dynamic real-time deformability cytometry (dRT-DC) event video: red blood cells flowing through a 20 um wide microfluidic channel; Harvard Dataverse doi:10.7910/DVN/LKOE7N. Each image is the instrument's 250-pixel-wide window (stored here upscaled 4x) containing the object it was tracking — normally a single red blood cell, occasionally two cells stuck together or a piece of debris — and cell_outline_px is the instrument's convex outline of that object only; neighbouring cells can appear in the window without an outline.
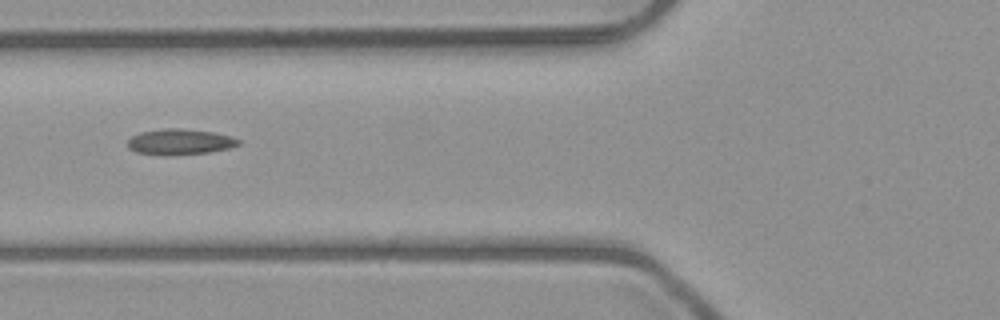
{"species": "common noctule bat (a hibernating species)", "species_latin": "Nyctalus noctula", "temperature_condition": "room temperature", "stored_images_in_passage": 7, "camera_frame_rate_fps": 3000, "um_per_image_px": 0.085, "animal": {"sex": "male", "body_mass_g": 23.1, "forearm_length_mm": 52.7}, "frame": {"image": 1, "passage_image": 5, "time_ms": 4.667, "image_size_px": [1000, 320], "cell_outline_px": [[240, 144], [228, 148], [208, 152], [136, 152], [128, 148], [128, 140], [132, 136], [140, 132], [164, 128], [180, 128], [212, 132], [232, 136], [240, 140]], "centroid_in_image_um": [15.32, 11.99], "position_along_channel_um": 110.5, "area_um2": 15.61}}
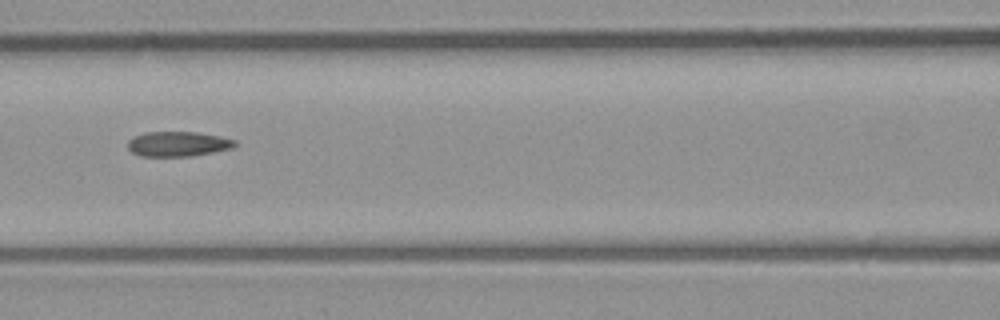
{"frame": {"image": 2, "passage_image": 6, "time_ms": 5.667, "image_size_px": [1000, 320], "cell_outline_px": [[236, 144], [232, 148], [192, 156], [140, 156], [132, 152], [128, 148], [128, 140], [132, 136], [144, 132], [196, 132], [236, 140]], "centroid_in_image_um": [15.07, 12.23], "position_along_channel_um": 151.5, "area_um2": 15.49}}
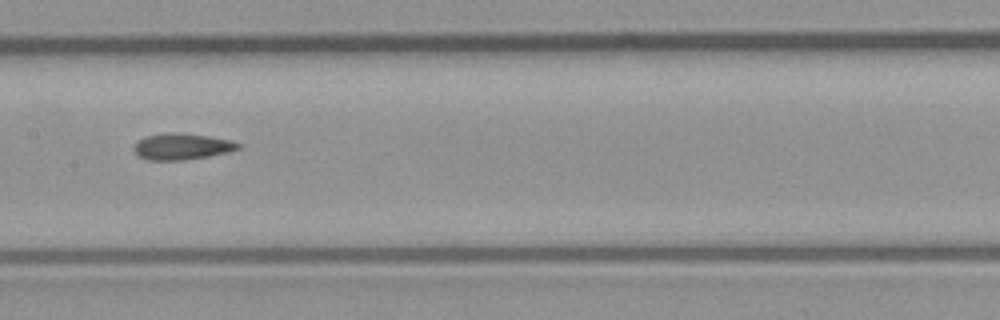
{"frame": {"image": 3, "passage_image": 7, "time_ms": 6.667, "image_size_px": [1000, 320], "cell_outline_px": [[240, 148], [228, 152], [208, 156], [184, 160], [148, 160], [140, 156], [132, 148], [144, 136], [164, 132], [180, 132], [208, 136], [232, 140], [240, 144]], "centroid_in_image_um": [15.46, 12.44], "position_along_channel_um": 191.9, "area_um2": 16.01}}